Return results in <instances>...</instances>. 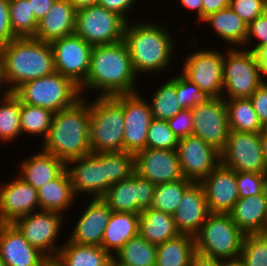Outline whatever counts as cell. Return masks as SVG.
Masks as SVG:
<instances>
[{
    "mask_svg": "<svg viewBox=\"0 0 267 266\" xmlns=\"http://www.w3.org/2000/svg\"><path fill=\"white\" fill-rule=\"evenodd\" d=\"M137 79L124 40L93 46L86 80L79 86L81 95L91 89L97 96L110 97L138 92Z\"/></svg>",
    "mask_w": 267,
    "mask_h": 266,
    "instance_id": "6da1fadb",
    "label": "cell"
},
{
    "mask_svg": "<svg viewBox=\"0 0 267 266\" xmlns=\"http://www.w3.org/2000/svg\"><path fill=\"white\" fill-rule=\"evenodd\" d=\"M90 100L81 97L73 105L54 113L50 130L41 150L60 158L65 164L91 152Z\"/></svg>",
    "mask_w": 267,
    "mask_h": 266,
    "instance_id": "7a4b0ae2",
    "label": "cell"
},
{
    "mask_svg": "<svg viewBox=\"0 0 267 266\" xmlns=\"http://www.w3.org/2000/svg\"><path fill=\"white\" fill-rule=\"evenodd\" d=\"M154 23L148 20L136 23L128 21L125 26L124 41L137 76L141 73H163L173 64L171 62L176 48L175 37L165 30L167 28Z\"/></svg>",
    "mask_w": 267,
    "mask_h": 266,
    "instance_id": "3957f363",
    "label": "cell"
},
{
    "mask_svg": "<svg viewBox=\"0 0 267 266\" xmlns=\"http://www.w3.org/2000/svg\"><path fill=\"white\" fill-rule=\"evenodd\" d=\"M0 55L12 92L28 81L56 71L51 44L35 38H15L0 47Z\"/></svg>",
    "mask_w": 267,
    "mask_h": 266,
    "instance_id": "277c9868",
    "label": "cell"
},
{
    "mask_svg": "<svg viewBox=\"0 0 267 266\" xmlns=\"http://www.w3.org/2000/svg\"><path fill=\"white\" fill-rule=\"evenodd\" d=\"M89 136L92 153L123 151L124 94L90 101Z\"/></svg>",
    "mask_w": 267,
    "mask_h": 266,
    "instance_id": "5b68a950",
    "label": "cell"
},
{
    "mask_svg": "<svg viewBox=\"0 0 267 266\" xmlns=\"http://www.w3.org/2000/svg\"><path fill=\"white\" fill-rule=\"evenodd\" d=\"M245 235L229 214L211 213L194 236L196 253L220 261L238 260Z\"/></svg>",
    "mask_w": 267,
    "mask_h": 266,
    "instance_id": "8992f818",
    "label": "cell"
},
{
    "mask_svg": "<svg viewBox=\"0 0 267 266\" xmlns=\"http://www.w3.org/2000/svg\"><path fill=\"white\" fill-rule=\"evenodd\" d=\"M13 94L22 103L46 108L54 113L73 105L82 97L79 85L56 71L24 83Z\"/></svg>",
    "mask_w": 267,
    "mask_h": 266,
    "instance_id": "52a82bcc",
    "label": "cell"
},
{
    "mask_svg": "<svg viewBox=\"0 0 267 266\" xmlns=\"http://www.w3.org/2000/svg\"><path fill=\"white\" fill-rule=\"evenodd\" d=\"M223 58L222 98H249L263 83L256 55L253 51L225 48Z\"/></svg>",
    "mask_w": 267,
    "mask_h": 266,
    "instance_id": "ba28073f",
    "label": "cell"
},
{
    "mask_svg": "<svg viewBox=\"0 0 267 266\" xmlns=\"http://www.w3.org/2000/svg\"><path fill=\"white\" fill-rule=\"evenodd\" d=\"M126 23L118 13L95 4L77 11L74 33L91 46L109 45L124 40Z\"/></svg>",
    "mask_w": 267,
    "mask_h": 266,
    "instance_id": "9c48e42d",
    "label": "cell"
},
{
    "mask_svg": "<svg viewBox=\"0 0 267 266\" xmlns=\"http://www.w3.org/2000/svg\"><path fill=\"white\" fill-rule=\"evenodd\" d=\"M64 218L63 214L57 212L38 210L20 217L12 224L30 245L47 258H55L62 246L56 242L59 239L62 224L65 223Z\"/></svg>",
    "mask_w": 267,
    "mask_h": 266,
    "instance_id": "30bf717a",
    "label": "cell"
},
{
    "mask_svg": "<svg viewBox=\"0 0 267 266\" xmlns=\"http://www.w3.org/2000/svg\"><path fill=\"white\" fill-rule=\"evenodd\" d=\"M223 50L191 51L183 60L181 73L195 83L206 97H221L223 93Z\"/></svg>",
    "mask_w": 267,
    "mask_h": 266,
    "instance_id": "8fae6325",
    "label": "cell"
},
{
    "mask_svg": "<svg viewBox=\"0 0 267 266\" xmlns=\"http://www.w3.org/2000/svg\"><path fill=\"white\" fill-rule=\"evenodd\" d=\"M220 161L236 172L267 174L260 133L230 131Z\"/></svg>",
    "mask_w": 267,
    "mask_h": 266,
    "instance_id": "7c38bea8",
    "label": "cell"
},
{
    "mask_svg": "<svg viewBox=\"0 0 267 266\" xmlns=\"http://www.w3.org/2000/svg\"><path fill=\"white\" fill-rule=\"evenodd\" d=\"M191 110L193 135L221 152L230 133L225 100L222 97H207Z\"/></svg>",
    "mask_w": 267,
    "mask_h": 266,
    "instance_id": "4fadbf2b",
    "label": "cell"
},
{
    "mask_svg": "<svg viewBox=\"0 0 267 266\" xmlns=\"http://www.w3.org/2000/svg\"><path fill=\"white\" fill-rule=\"evenodd\" d=\"M50 44L56 72L71 78L80 86L86 80L89 71L93 46L75 33L54 40Z\"/></svg>",
    "mask_w": 267,
    "mask_h": 266,
    "instance_id": "5bb4252c",
    "label": "cell"
},
{
    "mask_svg": "<svg viewBox=\"0 0 267 266\" xmlns=\"http://www.w3.org/2000/svg\"><path fill=\"white\" fill-rule=\"evenodd\" d=\"M156 185L134 173L128 179L113 183L102 199L114 212L140 214L150 208Z\"/></svg>",
    "mask_w": 267,
    "mask_h": 266,
    "instance_id": "9a60e30c",
    "label": "cell"
},
{
    "mask_svg": "<svg viewBox=\"0 0 267 266\" xmlns=\"http://www.w3.org/2000/svg\"><path fill=\"white\" fill-rule=\"evenodd\" d=\"M75 197L102 198L107 191L106 153H90L66 164Z\"/></svg>",
    "mask_w": 267,
    "mask_h": 266,
    "instance_id": "2e32d148",
    "label": "cell"
},
{
    "mask_svg": "<svg viewBox=\"0 0 267 266\" xmlns=\"http://www.w3.org/2000/svg\"><path fill=\"white\" fill-rule=\"evenodd\" d=\"M176 152L184 178L200 182L220 163V152L195 135L179 139Z\"/></svg>",
    "mask_w": 267,
    "mask_h": 266,
    "instance_id": "e0dca14e",
    "label": "cell"
},
{
    "mask_svg": "<svg viewBox=\"0 0 267 266\" xmlns=\"http://www.w3.org/2000/svg\"><path fill=\"white\" fill-rule=\"evenodd\" d=\"M145 100L139 91L124 94L123 151L136 154L146 149L147 133L153 117Z\"/></svg>",
    "mask_w": 267,
    "mask_h": 266,
    "instance_id": "ac0fdd59",
    "label": "cell"
},
{
    "mask_svg": "<svg viewBox=\"0 0 267 266\" xmlns=\"http://www.w3.org/2000/svg\"><path fill=\"white\" fill-rule=\"evenodd\" d=\"M135 173L155 185L183 179L176 149L146 148L135 154Z\"/></svg>",
    "mask_w": 267,
    "mask_h": 266,
    "instance_id": "d6986e66",
    "label": "cell"
},
{
    "mask_svg": "<svg viewBox=\"0 0 267 266\" xmlns=\"http://www.w3.org/2000/svg\"><path fill=\"white\" fill-rule=\"evenodd\" d=\"M210 213L228 214L239 200L236 171L220 163L200 182Z\"/></svg>",
    "mask_w": 267,
    "mask_h": 266,
    "instance_id": "ffe728a7",
    "label": "cell"
},
{
    "mask_svg": "<svg viewBox=\"0 0 267 266\" xmlns=\"http://www.w3.org/2000/svg\"><path fill=\"white\" fill-rule=\"evenodd\" d=\"M39 210L38 190L18 175L0 185V223H13Z\"/></svg>",
    "mask_w": 267,
    "mask_h": 266,
    "instance_id": "44dd1931",
    "label": "cell"
},
{
    "mask_svg": "<svg viewBox=\"0 0 267 266\" xmlns=\"http://www.w3.org/2000/svg\"><path fill=\"white\" fill-rule=\"evenodd\" d=\"M68 240L79 245L101 246L112 210L102 198H90Z\"/></svg>",
    "mask_w": 267,
    "mask_h": 266,
    "instance_id": "7402d4cb",
    "label": "cell"
},
{
    "mask_svg": "<svg viewBox=\"0 0 267 266\" xmlns=\"http://www.w3.org/2000/svg\"><path fill=\"white\" fill-rule=\"evenodd\" d=\"M0 258L6 266H43L47 259L12 223H0Z\"/></svg>",
    "mask_w": 267,
    "mask_h": 266,
    "instance_id": "603a6c76",
    "label": "cell"
},
{
    "mask_svg": "<svg viewBox=\"0 0 267 266\" xmlns=\"http://www.w3.org/2000/svg\"><path fill=\"white\" fill-rule=\"evenodd\" d=\"M210 214L203 187L193 182L185 190L173 218L180 234L195 236Z\"/></svg>",
    "mask_w": 267,
    "mask_h": 266,
    "instance_id": "cb8c5ba5",
    "label": "cell"
},
{
    "mask_svg": "<svg viewBox=\"0 0 267 266\" xmlns=\"http://www.w3.org/2000/svg\"><path fill=\"white\" fill-rule=\"evenodd\" d=\"M76 14L77 11L68 0H56L45 17L38 22L34 38L51 43L74 34Z\"/></svg>",
    "mask_w": 267,
    "mask_h": 266,
    "instance_id": "d4e9b609",
    "label": "cell"
},
{
    "mask_svg": "<svg viewBox=\"0 0 267 266\" xmlns=\"http://www.w3.org/2000/svg\"><path fill=\"white\" fill-rule=\"evenodd\" d=\"M228 214L245 234L267 233V189L254 196L239 198Z\"/></svg>",
    "mask_w": 267,
    "mask_h": 266,
    "instance_id": "484cf974",
    "label": "cell"
},
{
    "mask_svg": "<svg viewBox=\"0 0 267 266\" xmlns=\"http://www.w3.org/2000/svg\"><path fill=\"white\" fill-rule=\"evenodd\" d=\"M18 176L39 190L46 183L57 178L65 169L66 164L53 154L40 149L35 155L22 159Z\"/></svg>",
    "mask_w": 267,
    "mask_h": 266,
    "instance_id": "4316f807",
    "label": "cell"
},
{
    "mask_svg": "<svg viewBox=\"0 0 267 266\" xmlns=\"http://www.w3.org/2000/svg\"><path fill=\"white\" fill-rule=\"evenodd\" d=\"M139 218L136 213L112 211L101 247L113 256L127 241L139 235Z\"/></svg>",
    "mask_w": 267,
    "mask_h": 266,
    "instance_id": "83f0119b",
    "label": "cell"
},
{
    "mask_svg": "<svg viewBox=\"0 0 267 266\" xmlns=\"http://www.w3.org/2000/svg\"><path fill=\"white\" fill-rule=\"evenodd\" d=\"M202 22L203 24L206 23V26L209 25L212 31L220 37V40L230 44L226 47L235 48L236 45V48L237 46H239L238 48H244L248 24L230 7L208 15Z\"/></svg>",
    "mask_w": 267,
    "mask_h": 266,
    "instance_id": "f1b7e54d",
    "label": "cell"
},
{
    "mask_svg": "<svg viewBox=\"0 0 267 266\" xmlns=\"http://www.w3.org/2000/svg\"><path fill=\"white\" fill-rule=\"evenodd\" d=\"M38 197L39 210L63 214L70 209L76 197L68 170L65 169L57 178L43 185L38 190Z\"/></svg>",
    "mask_w": 267,
    "mask_h": 266,
    "instance_id": "f546056e",
    "label": "cell"
},
{
    "mask_svg": "<svg viewBox=\"0 0 267 266\" xmlns=\"http://www.w3.org/2000/svg\"><path fill=\"white\" fill-rule=\"evenodd\" d=\"M139 235L156 246L180 235L173 215L147 208L139 214Z\"/></svg>",
    "mask_w": 267,
    "mask_h": 266,
    "instance_id": "4dcf8cb0",
    "label": "cell"
},
{
    "mask_svg": "<svg viewBox=\"0 0 267 266\" xmlns=\"http://www.w3.org/2000/svg\"><path fill=\"white\" fill-rule=\"evenodd\" d=\"M56 258L63 266H108L112 255L101 246L79 245L67 240Z\"/></svg>",
    "mask_w": 267,
    "mask_h": 266,
    "instance_id": "1f68e13d",
    "label": "cell"
},
{
    "mask_svg": "<svg viewBox=\"0 0 267 266\" xmlns=\"http://www.w3.org/2000/svg\"><path fill=\"white\" fill-rule=\"evenodd\" d=\"M195 253L194 236L180 234L157 246L156 266H189Z\"/></svg>",
    "mask_w": 267,
    "mask_h": 266,
    "instance_id": "d6a6232c",
    "label": "cell"
},
{
    "mask_svg": "<svg viewBox=\"0 0 267 266\" xmlns=\"http://www.w3.org/2000/svg\"><path fill=\"white\" fill-rule=\"evenodd\" d=\"M112 257L121 266H156L157 246L138 235L127 241Z\"/></svg>",
    "mask_w": 267,
    "mask_h": 266,
    "instance_id": "836d02e7",
    "label": "cell"
},
{
    "mask_svg": "<svg viewBox=\"0 0 267 266\" xmlns=\"http://www.w3.org/2000/svg\"><path fill=\"white\" fill-rule=\"evenodd\" d=\"M230 131L260 133L263 125L255 112L250 98L226 99Z\"/></svg>",
    "mask_w": 267,
    "mask_h": 266,
    "instance_id": "e575fe53",
    "label": "cell"
},
{
    "mask_svg": "<svg viewBox=\"0 0 267 266\" xmlns=\"http://www.w3.org/2000/svg\"><path fill=\"white\" fill-rule=\"evenodd\" d=\"M152 95L148 103L153 119L168 120L183 109L175 89V76L161 83Z\"/></svg>",
    "mask_w": 267,
    "mask_h": 266,
    "instance_id": "d590c367",
    "label": "cell"
},
{
    "mask_svg": "<svg viewBox=\"0 0 267 266\" xmlns=\"http://www.w3.org/2000/svg\"><path fill=\"white\" fill-rule=\"evenodd\" d=\"M21 101L12 93L0 97V142L9 143L18 139L20 125Z\"/></svg>",
    "mask_w": 267,
    "mask_h": 266,
    "instance_id": "8d00e7d4",
    "label": "cell"
},
{
    "mask_svg": "<svg viewBox=\"0 0 267 266\" xmlns=\"http://www.w3.org/2000/svg\"><path fill=\"white\" fill-rule=\"evenodd\" d=\"M9 16L13 35L16 38H34L38 22L29 0H9Z\"/></svg>",
    "mask_w": 267,
    "mask_h": 266,
    "instance_id": "74e56055",
    "label": "cell"
},
{
    "mask_svg": "<svg viewBox=\"0 0 267 266\" xmlns=\"http://www.w3.org/2000/svg\"><path fill=\"white\" fill-rule=\"evenodd\" d=\"M193 181L183 178L174 182L156 185L151 208L173 215L179 206L185 190Z\"/></svg>",
    "mask_w": 267,
    "mask_h": 266,
    "instance_id": "f35d334b",
    "label": "cell"
},
{
    "mask_svg": "<svg viewBox=\"0 0 267 266\" xmlns=\"http://www.w3.org/2000/svg\"><path fill=\"white\" fill-rule=\"evenodd\" d=\"M54 112L39 106H33L21 102L20 125L22 134L46 138Z\"/></svg>",
    "mask_w": 267,
    "mask_h": 266,
    "instance_id": "ab89813d",
    "label": "cell"
},
{
    "mask_svg": "<svg viewBox=\"0 0 267 266\" xmlns=\"http://www.w3.org/2000/svg\"><path fill=\"white\" fill-rule=\"evenodd\" d=\"M135 173V154L127 151L106 153L107 189Z\"/></svg>",
    "mask_w": 267,
    "mask_h": 266,
    "instance_id": "60d3db41",
    "label": "cell"
},
{
    "mask_svg": "<svg viewBox=\"0 0 267 266\" xmlns=\"http://www.w3.org/2000/svg\"><path fill=\"white\" fill-rule=\"evenodd\" d=\"M244 266H267V233H248L239 256Z\"/></svg>",
    "mask_w": 267,
    "mask_h": 266,
    "instance_id": "b9f144b4",
    "label": "cell"
},
{
    "mask_svg": "<svg viewBox=\"0 0 267 266\" xmlns=\"http://www.w3.org/2000/svg\"><path fill=\"white\" fill-rule=\"evenodd\" d=\"M179 138L169 128L167 120L152 119L148 133L146 148L176 149Z\"/></svg>",
    "mask_w": 267,
    "mask_h": 266,
    "instance_id": "7bdbcfd3",
    "label": "cell"
},
{
    "mask_svg": "<svg viewBox=\"0 0 267 266\" xmlns=\"http://www.w3.org/2000/svg\"><path fill=\"white\" fill-rule=\"evenodd\" d=\"M175 89L183 109H191L207 98L201 89L181 72L175 75Z\"/></svg>",
    "mask_w": 267,
    "mask_h": 266,
    "instance_id": "ee69618b",
    "label": "cell"
},
{
    "mask_svg": "<svg viewBox=\"0 0 267 266\" xmlns=\"http://www.w3.org/2000/svg\"><path fill=\"white\" fill-rule=\"evenodd\" d=\"M236 181L240 198L254 196L267 189V174L236 172Z\"/></svg>",
    "mask_w": 267,
    "mask_h": 266,
    "instance_id": "f6af8a7d",
    "label": "cell"
},
{
    "mask_svg": "<svg viewBox=\"0 0 267 266\" xmlns=\"http://www.w3.org/2000/svg\"><path fill=\"white\" fill-rule=\"evenodd\" d=\"M253 40H258V42L255 44ZM252 43L255 44L253 47H251ZM247 44H250V46ZM265 44H267V10L248 24L244 48L246 46V50L255 52L259 47ZM249 47L250 49H248Z\"/></svg>",
    "mask_w": 267,
    "mask_h": 266,
    "instance_id": "bcb514c9",
    "label": "cell"
},
{
    "mask_svg": "<svg viewBox=\"0 0 267 266\" xmlns=\"http://www.w3.org/2000/svg\"><path fill=\"white\" fill-rule=\"evenodd\" d=\"M229 7L247 24L266 11L264 0H231Z\"/></svg>",
    "mask_w": 267,
    "mask_h": 266,
    "instance_id": "7dc6e473",
    "label": "cell"
},
{
    "mask_svg": "<svg viewBox=\"0 0 267 266\" xmlns=\"http://www.w3.org/2000/svg\"><path fill=\"white\" fill-rule=\"evenodd\" d=\"M167 122L169 128L179 139L193 134V113L191 109H182Z\"/></svg>",
    "mask_w": 267,
    "mask_h": 266,
    "instance_id": "c3c4849f",
    "label": "cell"
},
{
    "mask_svg": "<svg viewBox=\"0 0 267 266\" xmlns=\"http://www.w3.org/2000/svg\"><path fill=\"white\" fill-rule=\"evenodd\" d=\"M15 38L10 24L9 0H0V47Z\"/></svg>",
    "mask_w": 267,
    "mask_h": 266,
    "instance_id": "681fc988",
    "label": "cell"
},
{
    "mask_svg": "<svg viewBox=\"0 0 267 266\" xmlns=\"http://www.w3.org/2000/svg\"><path fill=\"white\" fill-rule=\"evenodd\" d=\"M261 124L267 122V82H263L249 97Z\"/></svg>",
    "mask_w": 267,
    "mask_h": 266,
    "instance_id": "f907efd6",
    "label": "cell"
},
{
    "mask_svg": "<svg viewBox=\"0 0 267 266\" xmlns=\"http://www.w3.org/2000/svg\"><path fill=\"white\" fill-rule=\"evenodd\" d=\"M136 1L138 0H99L98 4L105 7L107 10L113 11L121 15L127 22L129 21L128 13L132 12Z\"/></svg>",
    "mask_w": 267,
    "mask_h": 266,
    "instance_id": "816d5d0a",
    "label": "cell"
},
{
    "mask_svg": "<svg viewBox=\"0 0 267 266\" xmlns=\"http://www.w3.org/2000/svg\"><path fill=\"white\" fill-rule=\"evenodd\" d=\"M231 0H202V20L210 14L228 8Z\"/></svg>",
    "mask_w": 267,
    "mask_h": 266,
    "instance_id": "f5cc1de1",
    "label": "cell"
},
{
    "mask_svg": "<svg viewBox=\"0 0 267 266\" xmlns=\"http://www.w3.org/2000/svg\"><path fill=\"white\" fill-rule=\"evenodd\" d=\"M31 1L32 11L39 22L48 13V10L53 6L56 0H29Z\"/></svg>",
    "mask_w": 267,
    "mask_h": 266,
    "instance_id": "db71d44e",
    "label": "cell"
},
{
    "mask_svg": "<svg viewBox=\"0 0 267 266\" xmlns=\"http://www.w3.org/2000/svg\"><path fill=\"white\" fill-rule=\"evenodd\" d=\"M256 59L259 65V70L263 82H266L264 77H267V44L259 47L255 52Z\"/></svg>",
    "mask_w": 267,
    "mask_h": 266,
    "instance_id": "11a10c76",
    "label": "cell"
},
{
    "mask_svg": "<svg viewBox=\"0 0 267 266\" xmlns=\"http://www.w3.org/2000/svg\"><path fill=\"white\" fill-rule=\"evenodd\" d=\"M189 266H222V261L195 253Z\"/></svg>",
    "mask_w": 267,
    "mask_h": 266,
    "instance_id": "9f6ffc18",
    "label": "cell"
},
{
    "mask_svg": "<svg viewBox=\"0 0 267 266\" xmlns=\"http://www.w3.org/2000/svg\"><path fill=\"white\" fill-rule=\"evenodd\" d=\"M178 2L181 3L183 8L188 9V11L193 10L195 13H197V18L199 19V22L202 21V0H179Z\"/></svg>",
    "mask_w": 267,
    "mask_h": 266,
    "instance_id": "6f0895ef",
    "label": "cell"
},
{
    "mask_svg": "<svg viewBox=\"0 0 267 266\" xmlns=\"http://www.w3.org/2000/svg\"><path fill=\"white\" fill-rule=\"evenodd\" d=\"M6 86H7V88H6ZM1 91H3V92H1ZM12 93L13 92L8 87V84L6 81L4 62H3L2 56L0 55V97H4V96L10 95Z\"/></svg>",
    "mask_w": 267,
    "mask_h": 266,
    "instance_id": "680465c9",
    "label": "cell"
},
{
    "mask_svg": "<svg viewBox=\"0 0 267 266\" xmlns=\"http://www.w3.org/2000/svg\"><path fill=\"white\" fill-rule=\"evenodd\" d=\"M76 11L98 4L99 0H68Z\"/></svg>",
    "mask_w": 267,
    "mask_h": 266,
    "instance_id": "91938a15",
    "label": "cell"
},
{
    "mask_svg": "<svg viewBox=\"0 0 267 266\" xmlns=\"http://www.w3.org/2000/svg\"><path fill=\"white\" fill-rule=\"evenodd\" d=\"M260 140L262 145V153L267 166V134H264L262 131L260 132Z\"/></svg>",
    "mask_w": 267,
    "mask_h": 266,
    "instance_id": "94428289",
    "label": "cell"
},
{
    "mask_svg": "<svg viewBox=\"0 0 267 266\" xmlns=\"http://www.w3.org/2000/svg\"><path fill=\"white\" fill-rule=\"evenodd\" d=\"M43 266H63V265L55 257V258H47Z\"/></svg>",
    "mask_w": 267,
    "mask_h": 266,
    "instance_id": "6125c7cd",
    "label": "cell"
},
{
    "mask_svg": "<svg viewBox=\"0 0 267 266\" xmlns=\"http://www.w3.org/2000/svg\"><path fill=\"white\" fill-rule=\"evenodd\" d=\"M222 266H244L240 260L222 261Z\"/></svg>",
    "mask_w": 267,
    "mask_h": 266,
    "instance_id": "be15d7a7",
    "label": "cell"
},
{
    "mask_svg": "<svg viewBox=\"0 0 267 266\" xmlns=\"http://www.w3.org/2000/svg\"><path fill=\"white\" fill-rule=\"evenodd\" d=\"M262 132L264 134H267V122L265 124H263Z\"/></svg>",
    "mask_w": 267,
    "mask_h": 266,
    "instance_id": "e7e4bbea",
    "label": "cell"
},
{
    "mask_svg": "<svg viewBox=\"0 0 267 266\" xmlns=\"http://www.w3.org/2000/svg\"><path fill=\"white\" fill-rule=\"evenodd\" d=\"M108 266H121V265L112 260Z\"/></svg>",
    "mask_w": 267,
    "mask_h": 266,
    "instance_id": "03108f58",
    "label": "cell"
},
{
    "mask_svg": "<svg viewBox=\"0 0 267 266\" xmlns=\"http://www.w3.org/2000/svg\"><path fill=\"white\" fill-rule=\"evenodd\" d=\"M0 266H6V264L4 263V261L0 258Z\"/></svg>",
    "mask_w": 267,
    "mask_h": 266,
    "instance_id": "003e7915",
    "label": "cell"
},
{
    "mask_svg": "<svg viewBox=\"0 0 267 266\" xmlns=\"http://www.w3.org/2000/svg\"><path fill=\"white\" fill-rule=\"evenodd\" d=\"M264 5H265V8L267 10V0H264Z\"/></svg>",
    "mask_w": 267,
    "mask_h": 266,
    "instance_id": "a7ac6f4b",
    "label": "cell"
}]
</instances>
